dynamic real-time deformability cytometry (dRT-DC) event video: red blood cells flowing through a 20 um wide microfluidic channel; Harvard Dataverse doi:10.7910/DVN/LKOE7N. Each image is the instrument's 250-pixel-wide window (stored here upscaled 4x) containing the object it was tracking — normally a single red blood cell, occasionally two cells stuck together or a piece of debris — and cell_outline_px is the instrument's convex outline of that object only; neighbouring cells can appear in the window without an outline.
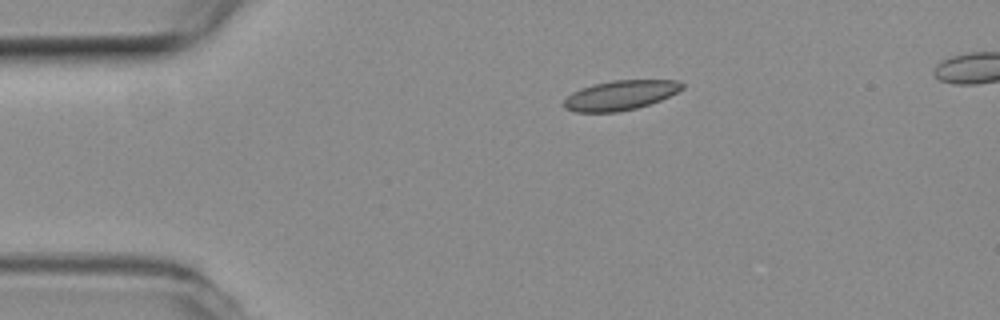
{"species": "common noctule bat (a hibernating species)", "species_latin": "Nyctalus noctula", "temperature_condition": "room temperature", "stored_images_in_passage": 3, "segment_of_instrument_passage": [1, 2], "camera_frame_rate_fps": 3000, "um_per_image_px": 0.085, "animal": {"sex": "female", "body_mass_g": 19.3, "forearm_length_mm": 54.1}, "frame": {"image": 1, "passage_image": 1, "time_ms": 0.0, "image_size_px": [1000, 320], "cell_outline_px": [[684, 88], [660, 100], [636, 108], [616, 112], [576, 112], [564, 108], [564, 100], [572, 92], [580, 88], [592, 84], [612, 80], [676, 80], [684, 84]], "centroid_in_image_um": [52.7, 8.09], "position_along_channel_um": 32.3, "area_um2": 20.35}}